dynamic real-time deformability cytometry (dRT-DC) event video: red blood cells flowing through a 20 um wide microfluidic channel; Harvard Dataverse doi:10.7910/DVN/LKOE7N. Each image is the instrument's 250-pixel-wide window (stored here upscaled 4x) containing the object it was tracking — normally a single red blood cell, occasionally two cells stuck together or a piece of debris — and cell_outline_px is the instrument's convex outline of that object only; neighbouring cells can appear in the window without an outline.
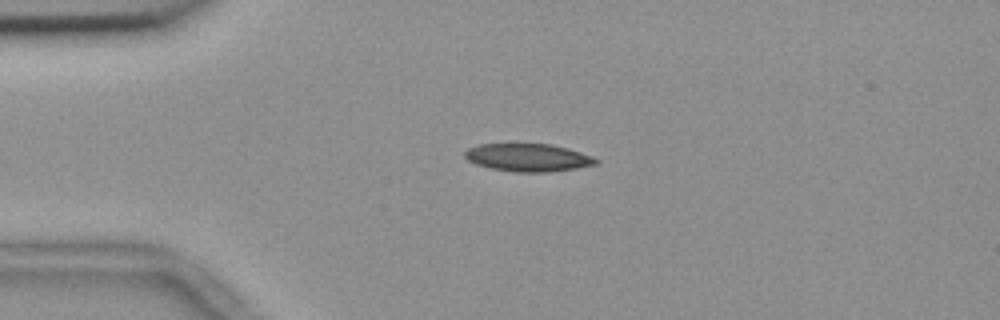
{"species": "common noctule bat (a hibernating species)", "species_latin": "Nyctalus noctula", "temperature_condition": "room temperature", "stored_images_in_passage": 2, "camera_frame_rate_fps": 3000, "um_per_image_px": 0.085, "animal": {"sex": "female", "body_mass_g": 18.4}, "frame": {"image": 1, "passage_image": 2, "time_ms": 0.333, "image_size_px": [1000, 320], "cell_outline_px": [[600, 160], [596, 164], [576, 168], [544, 172], [516, 172], [492, 168], [476, 164], [468, 160], [464, 156], [464, 152], [468, 148], [480, 144], [516, 140], [552, 144], [568, 148], [592, 156]], "centroid_in_image_um": [44.84, 13.32], "position_along_channel_um": 40.2, "area_um2": 22.14}}